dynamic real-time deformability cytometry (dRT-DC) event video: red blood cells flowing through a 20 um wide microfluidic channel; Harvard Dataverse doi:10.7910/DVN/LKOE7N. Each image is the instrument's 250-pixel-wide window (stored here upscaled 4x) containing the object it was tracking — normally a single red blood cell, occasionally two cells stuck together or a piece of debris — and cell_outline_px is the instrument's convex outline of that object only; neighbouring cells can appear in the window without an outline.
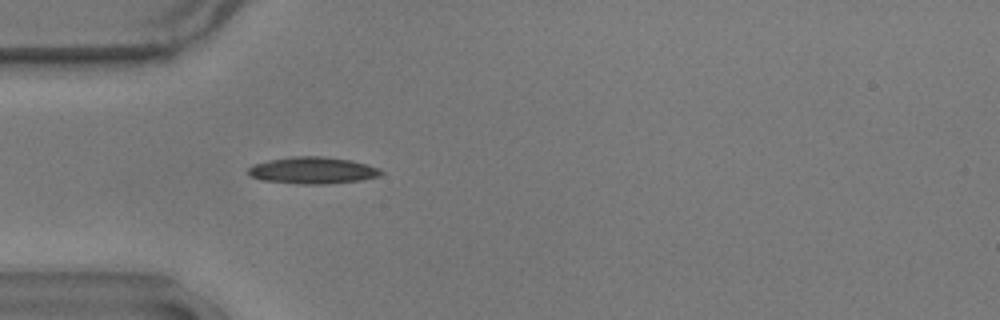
{"species": "common noctule bat (a hibernating species)", "species_latin": "Nyctalus noctula", "temperature_condition": "warm", "stored_images_in_passage": 15, "camera_frame_rate_fps": 3000, "um_per_image_px": 0.085, "animal": {"sex": "male", "body_mass_g": 17.9}, "frame": {"image": 1, "passage_image": 4, "time_ms": 1.0, "image_size_px": [1000, 320], "cell_outline_px": [[384, 172], [380, 176], [360, 180], [324, 184], [300, 184], [264, 180], [252, 176], [248, 172], [248, 168], [252, 164], [268, 160], [292, 156], [324, 156], [352, 160], [368, 164], [380, 168]], "centroid_in_image_um": [26.62, 14.47], "position_along_channel_um": 58.4, "area_um2": 20.81}}
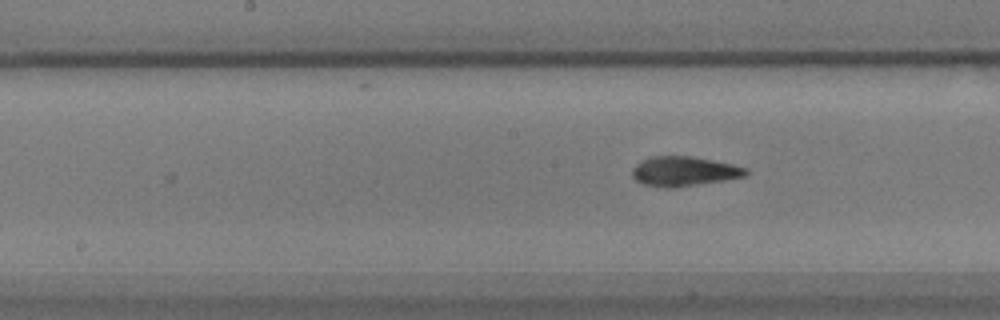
{"frame": {"image": 2, "passage_image": 15, "time_ms": 4.667, "image_size_px": [1000, 320], "cell_outline_px": [[752, 172], [748, 176], [724, 180], [668, 188], [644, 184], [636, 180], [632, 176], [632, 168], [636, 164], [652, 156], [692, 156], [732, 164], [748, 168]], "centroid_in_image_um": [58.19, 14.55], "position_along_channel_um": 190.0, "area_um2": 19.54}}